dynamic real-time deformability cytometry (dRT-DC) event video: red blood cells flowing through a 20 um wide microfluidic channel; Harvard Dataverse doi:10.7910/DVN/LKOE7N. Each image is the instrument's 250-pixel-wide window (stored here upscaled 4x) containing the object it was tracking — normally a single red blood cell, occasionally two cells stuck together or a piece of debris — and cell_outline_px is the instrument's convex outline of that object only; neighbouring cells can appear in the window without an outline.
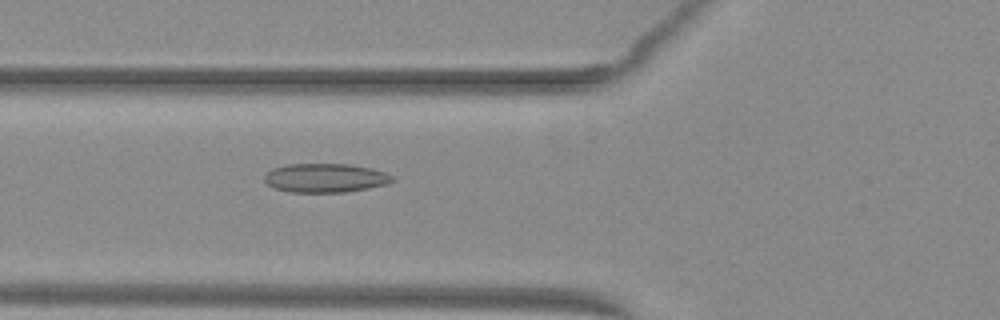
{"species": "common noctule bat (a hibernating species)", "species_latin": "Nyctalus noctula", "temperature_condition": "warm", "stored_images_in_passage": 49, "camera_frame_rate_fps": 3000, "um_per_image_px": 0.085, "animal": {"sex": "female", "body_mass_g": 29.2, "forearm_length_mm": 56.3}, "frame": {"image": 1, "passage_image": 17, "time_ms": 5.333, "image_size_px": [1000, 320], "cell_outline_px": [[396, 180], [388, 184], [368, 188], [344, 192], [288, 192], [276, 188], [268, 184], [264, 180], [264, 176], [272, 168], [288, 164], [348, 164], [372, 168], [384, 172], [392, 176]], "centroid_in_image_um": [27.67, 15.12], "position_along_channel_um": 98.1, "area_um2": 21.56}}
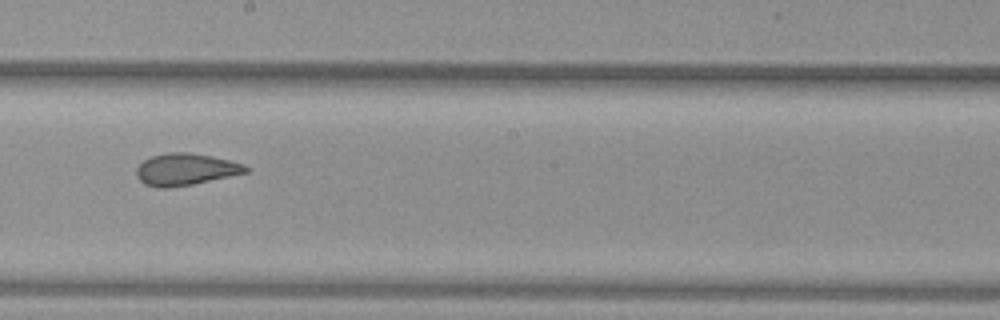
{"frame": {"image": 2, "passage_image": 27, "time_ms": 8.667, "image_size_px": [1000, 320], "cell_outline_px": [[248, 172], [192, 184], [168, 188], [156, 188], [144, 184], [136, 176], [136, 168], [144, 160], [152, 156], [168, 152], [188, 152], [212, 156], [244, 164], [248, 168]], "centroid_in_image_um": [15.74, 14.4], "position_along_channel_um": 232.5, "area_um2": 20.23}}
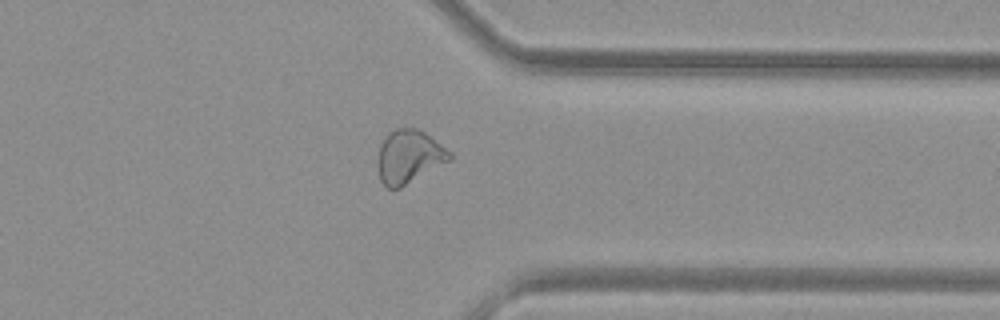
{"frame": {"image": 3, "passage_image": 38, "time_ms": 12.333, "image_size_px": [1000, 320], "cell_outline_px": [[452, 160], [400, 188], [388, 188], [380, 180], [376, 164], [376, 160], [380, 144], [388, 132], [396, 128], [416, 128], [424, 132], [452, 152]], "centroid_in_image_um": [34.75, 13.32], "position_along_channel_um": 376.7, "area_um2": 22.66}, "authors_computed_cell_mechanics": {"area_um2": 22.6576, "velocity_mm_per_s": 4.0164, "shape_relaxation_time_tau1_ms": null, "shape_relaxation_time_tau2_ms": 1.5569, "deformation_change_tau1": null, "deformation_change_tau2": 0.0761}}